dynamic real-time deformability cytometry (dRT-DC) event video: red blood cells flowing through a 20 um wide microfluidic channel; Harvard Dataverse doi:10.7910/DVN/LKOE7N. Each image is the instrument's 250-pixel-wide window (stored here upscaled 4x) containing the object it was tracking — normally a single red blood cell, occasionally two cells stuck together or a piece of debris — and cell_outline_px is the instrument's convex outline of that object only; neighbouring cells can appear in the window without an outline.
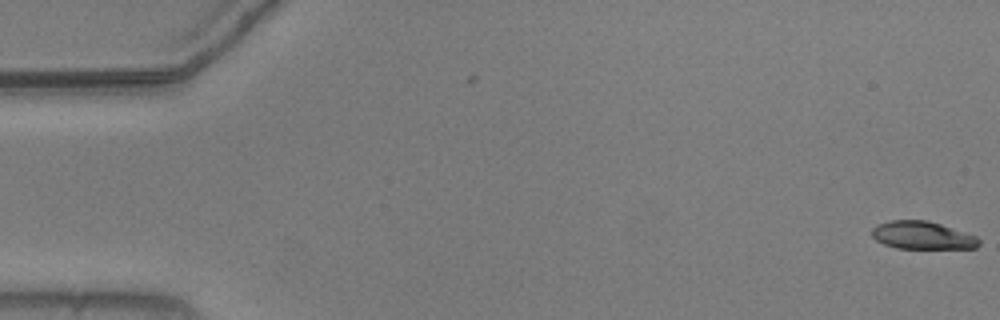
{"species": "common noctule bat (a hibernating species)", "species_latin": "Nyctalus noctula", "temperature_condition": "warm", "stored_images_in_passage": 5, "camera_frame_rate_fps": 3000, "um_per_image_px": 0.085, "animal": {"sex": "male", "body_mass_g": 20.5, "forearm_length_mm": 52.5}, "frame": {"image": 1, "passage_image": 5, "time_ms": 1.333, "image_size_px": [1000, 320], "cell_outline_px": [[980, 244], [976, 248], [896, 248], [884, 244], [876, 240], [872, 236], [872, 228], [876, 224], [892, 220], [928, 220], [976, 236], [980, 240]], "centroid_in_image_um": [78.38, 20.0], "position_along_channel_um": 6.6, "area_um2": 17.28}}